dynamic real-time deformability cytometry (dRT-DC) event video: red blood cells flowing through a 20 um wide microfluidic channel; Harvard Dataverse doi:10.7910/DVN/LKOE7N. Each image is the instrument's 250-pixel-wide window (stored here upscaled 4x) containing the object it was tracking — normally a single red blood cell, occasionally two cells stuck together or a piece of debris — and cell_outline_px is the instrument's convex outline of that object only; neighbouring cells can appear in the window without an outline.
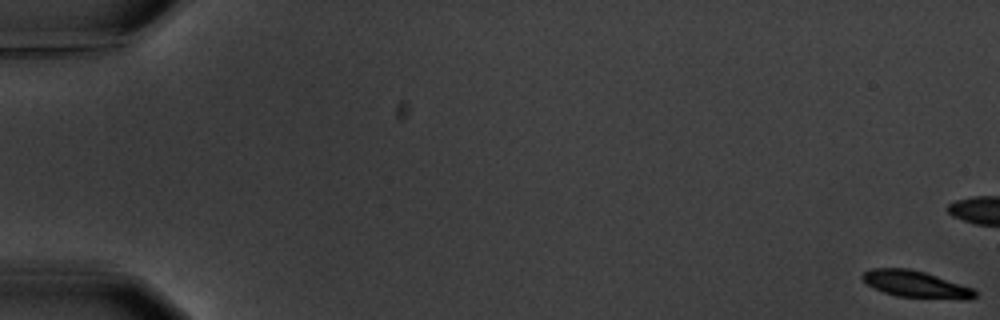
{"species": "common noctule bat (a hibernating species)", "species_latin": "Nyctalus noctula", "temperature_condition": "warm", "stored_images_in_passage": 8, "camera_frame_rate_fps": 3000, "um_per_image_px": 0.085, "animal": {"sex": "male", "body_mass_g": 20.1, "forearm_length_mm": 53.5}, "frame": {"image": 1, "passage_image": 1, "time_ms": 0.0, "image_size_px": [1000, 320], "cell_outline_px": [[976, 296], [968, 300], [960, 300], [896, 296], [872, 288], [860, 276], [864, 272], [872, 268], [908, 268], [924, 272], [972, 288], [976, 292]], "centroid_in_image_um": [77.83, 24.17], "position_along_channel_um": 7.2, "area_um2": 17.51}}